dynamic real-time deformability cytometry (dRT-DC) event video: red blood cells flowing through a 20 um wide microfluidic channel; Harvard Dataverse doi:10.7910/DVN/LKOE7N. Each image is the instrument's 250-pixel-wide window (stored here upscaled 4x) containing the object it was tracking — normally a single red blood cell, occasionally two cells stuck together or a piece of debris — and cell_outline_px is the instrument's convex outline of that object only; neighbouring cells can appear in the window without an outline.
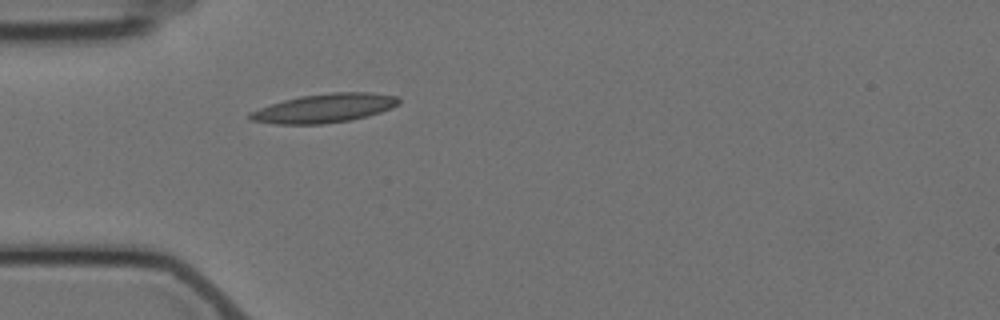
{"species": "Egyptian fruit bat (a non-hibernating species)", "species_latin": "Rousettus aegyptiacus", "temperature_condition": "cold", "stored_images_in_passage": 3, "camera_frame_rate_fps": 3000, "um_per_image_px": 0.085, "animal": {"sex": "female"}, "frame": {"image": 1, "passage_image": 3, "time_ms": 2.333, "image_size_px": [1000, 320], "cell_outline_px": [[400, 104], [392, 108], [368, 116], [352, 120], [324, 124], [276, 124], [252, 120], [248, 116], [248, 112], [284, 100], [300, 96], [332, 92], [368, 92], [396, 96], [400, 100]], "centroid_in_image_um": [27.6, 9.2], "position_along_channel_um": 57.4, "area_um2": 25.03}}